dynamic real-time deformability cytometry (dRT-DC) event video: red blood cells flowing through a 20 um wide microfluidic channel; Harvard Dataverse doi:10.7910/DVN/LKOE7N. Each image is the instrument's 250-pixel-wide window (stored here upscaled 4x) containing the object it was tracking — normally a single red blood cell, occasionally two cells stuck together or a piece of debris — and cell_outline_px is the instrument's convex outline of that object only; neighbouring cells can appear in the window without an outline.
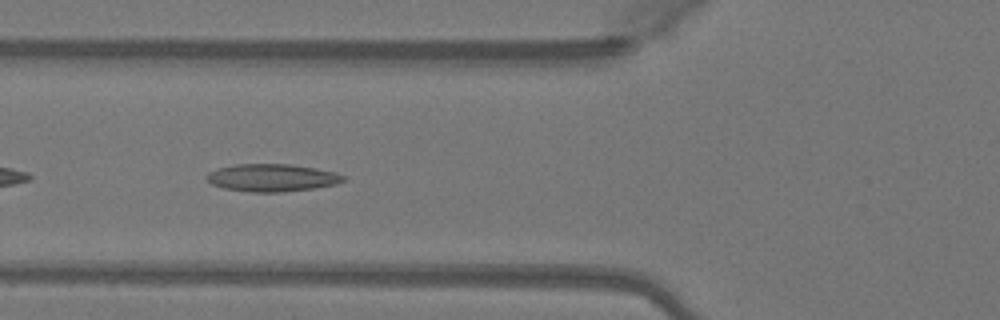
{"species": "Egyptian fruit bat (a non-hibernating species)", "species_latin": "Rousettus aegyptiacus", "temperature_condition": "warm", "stored_images_in_passage": 35, "camera_frame_rate_fps": 3000, "um_per_image_px": 0.085, "animal": {"sex": "female"}, "frame": {"image": 1, "passage_image": 4, "time_ms": 1.0, "image_size_px": [1000, 320], "cell_outline_px": [[348, 180], [336, 184], [312, 188], [280, 192], [252, 192], [224, 188], [212, 184], [204, 176], [208, 172], [216, 168], [236, 164], [288, 164], [316, 168], [336, 172], [348, 176]], "centroid_in_image_um": [23.15, 15.1], "position_along_channel_um": 102.7, "area_um2": 22.08}}
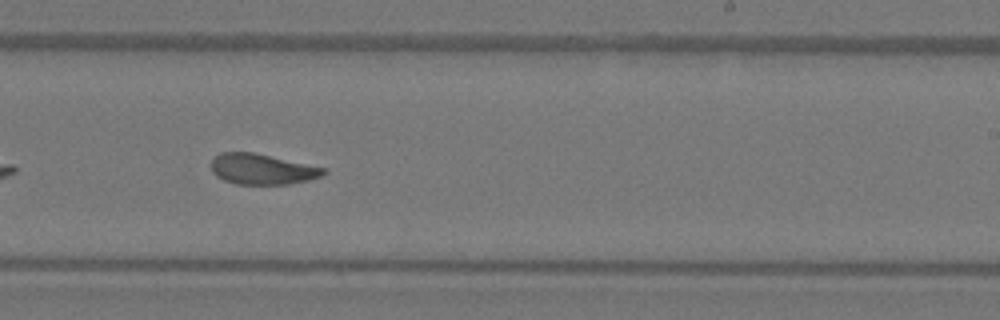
{"frame": {"image": 2, "passage_image": 16, "time_ms": 5.0, "image_size_px": [1000, 320], "cell_outline_px": [[328, 172], [320, 176], [308, 180], [288, 184], [236, 184], [224, 180], [216, 176], [212, 172], [212, 160], [220, 152], [252, 152], [328, 168]], "centroid_in_image_um": [22.3, 14.38], "position_along_channel_um": 266.7, "area_um2": 20.0}}
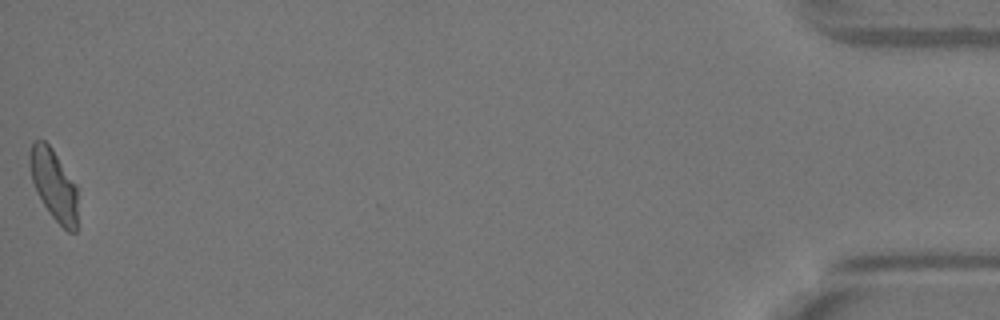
{"frame": {"image": 3, "passage_image": 35, "time_ms": 11.333, "image_size_px": [1000, 320], "cell_outline_px": [[76, 232], [68, 232], [48, 212], [36, 192], [32, 180], [28, 160], [28, 156], [32, 140], [44, 140], [52, 148], [76, 184]], "centroid_in_image_um": [4.54, 15.66], "position_along_channel_um": 430.7, "area_um2": 19.77}, "authors_computed_cell_mechanics": {"area_um2": 20.6346, "velocity_mm_per_s": 4.107, "shape_relaxation_time_tau1_ms": 9.9951, "shape_relaxation_time_tau2_ms": 2.2856, "deformation_change_tau1": 0.2581, "deformation_change_tau2": 0.0828}}